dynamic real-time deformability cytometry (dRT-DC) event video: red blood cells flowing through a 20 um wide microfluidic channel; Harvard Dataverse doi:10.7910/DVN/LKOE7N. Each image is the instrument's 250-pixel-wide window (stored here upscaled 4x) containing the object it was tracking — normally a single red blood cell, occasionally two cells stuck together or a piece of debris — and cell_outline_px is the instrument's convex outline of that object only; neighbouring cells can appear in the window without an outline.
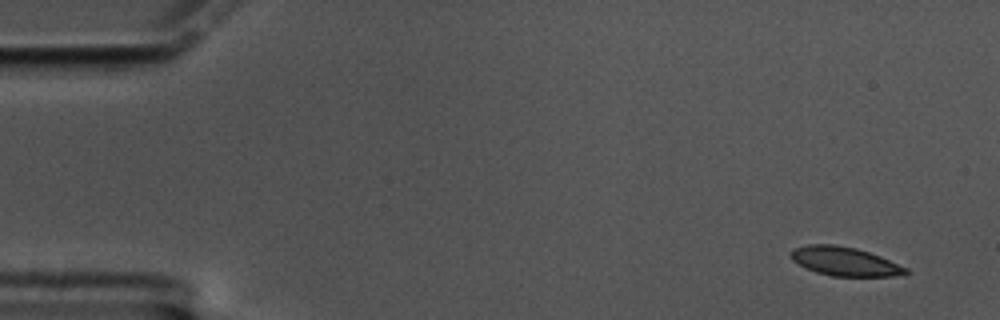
{"species": "common noctule bat (a hibernating species)", "species_latin": "Nyctalus noctula", "temperature_condition": "cold", "stored_images_in_passage": 57, "camera_frame_rate_fps": 3000, "um_per_image_px": 0.085, "animal": {"sex": "male", "body_mass_g": 17.5, "forearm_length_mm": 52.3}, "frame": {"image": 1, "passage_image": 1, "time_ms": 0.0, "image_size_px": [1000, 320], "cell_outline_px": [[908, 272], [892, 276], [832, 276], [816, 272], [804, 268], [792, 260], [788, 256], [788, 252], [796, 248], [808, 244], [836, 244], [856, 248], [880, 256], [908, 268]], "centroid_in_image_um": [71.73, 22.21], "position_along_channel_um": 13.3, "area_um2": 19.36}}
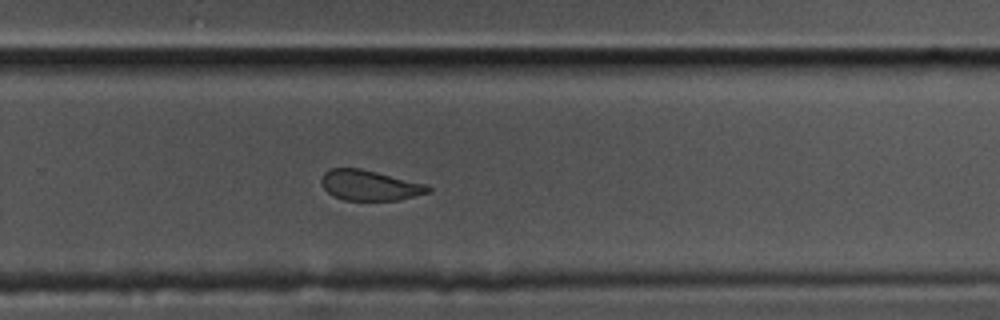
{"frame": {"image": 2, "passage_image": 37, "time_ms": 12.0, "image_size_px": [1000, 320], "cell_outline_px": [[432, 188], [428, 192], [400, 200], [344, 200], [328, 192], [324, 188], [320, 180], [324, 172], [332, 168], [360, 168], [428, 184]], "centroid_in_image_um": [31.43, 15.74], "position_along_channel_um": 298.4, "area_um2": 18.79}}
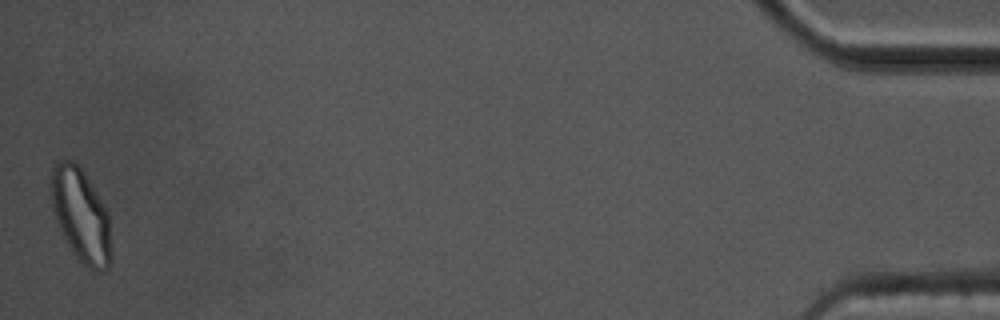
{"frame": {"image": 3, "passage_image": 57, "time_ms": 18.667, "image_size_px": [1000, 320], "cell_outline_px": [[112, 260], [108, 268], [104, 272], [96, 272], [88, 268], [72, 252], [56, 220], [52, 208], [48, 184], [52, 164], [56, 160], [72, 160], [84, 172], [108, 212], [112, 256]], "centroid_in_image_um": [6.85, 18.29], "position_along_channel_um": 428.3, "area_um2": 33.29}, "authors_computed_cell_mechanics": {"area_um2": 20.2878, "velocity_mm_per_s": 3.3408, "shape_relaxation_time_tau1_ms": 5.0264, "shape_relaxation_time_tau2_ms": 3.5353, "deformation_change_tau1": 0.1139, "deformation_change_tau2": 0.0669}}